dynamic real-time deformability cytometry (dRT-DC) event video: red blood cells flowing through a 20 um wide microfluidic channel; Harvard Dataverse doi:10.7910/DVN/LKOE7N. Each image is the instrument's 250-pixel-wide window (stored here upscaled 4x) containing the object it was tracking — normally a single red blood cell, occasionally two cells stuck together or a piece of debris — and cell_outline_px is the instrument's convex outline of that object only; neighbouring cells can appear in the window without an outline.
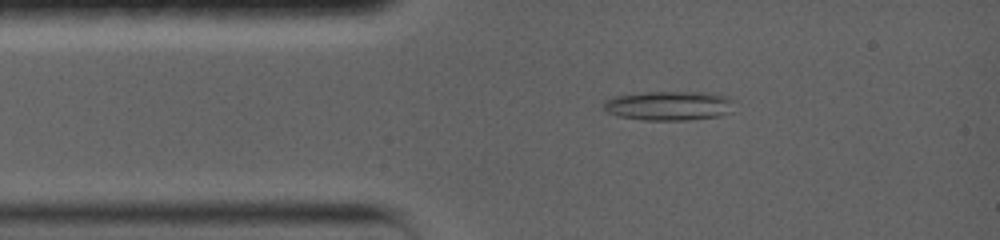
{"species": "common noctule bat (a hibernating species)", "species_latin": "Nyctalus noctula", "temperature_condition": "warm", "stored_images_in_passage": 30, "camera_frame_rate_fps": 5000, "um_per_image_px": 0.085, "animal": {"sex": "female", "body_mass_g": 19.0, "forearm_length_mm": 56.7}, "frame": {"image": 1, "passage_image": 6, "time_ms": 1.8, "image_size_px": [1000, 240], "cell_outline_px": [[736, 100], [728, 112], [720, 116], [684, 120], [644, 120], [616, 116], [608, 112], [604, 108], [604, 100], [616, 96], [644, 92], [704, 92], [728, 96]], "centroid_in_image_um": [56.87, 8.98], "position_along_channel_um": 28.1, "area_um2": 22.37}}
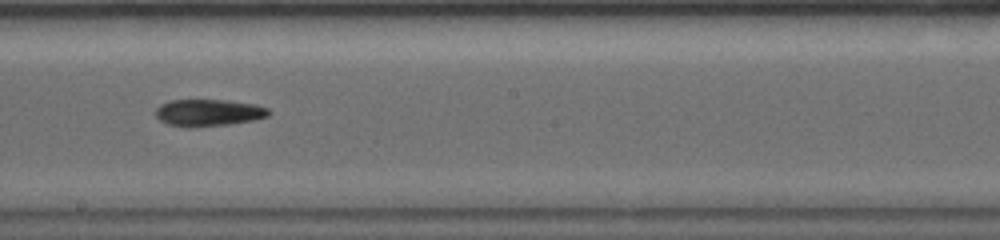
{"frame": {"image": 2, "passage_image": 17, "time_ms": 7.6, "image_size_px": [1000, 240], "cell_outline_px": [[268, 116], [252, 120], [228, 124], [168, 124], [160, 120], [156, 116], [156, 108], [160, 104], [168, 100], [228, 100], [256, 104], [268, 108]], "centroid_in_image_um": [17.74, 9.52], "position_along_channel_um": 230.5, "area_um2": 16.88}}
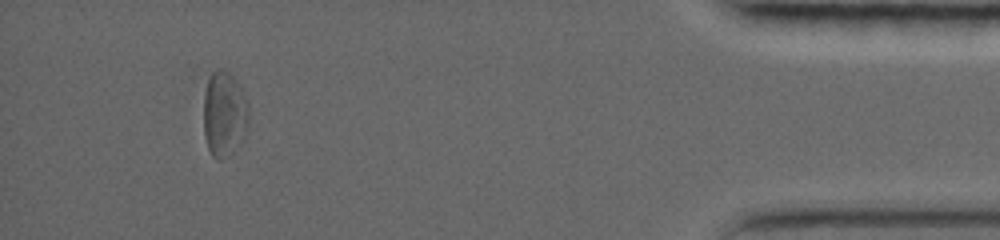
{"frame": {"image": 3, "passage_image": 30, "time_ms": 14.4, "image_size_px": [1000, 240], "cell_outline_px": [[232, 104], [212, 152], [208, 144], [204, 128], [204, 100], [208, 80], [212, 72], [224, 72], [228, 76]], "centroid_in_image_um": [18.39, 9.02], "position_along_channel_um": 416.8, "area_um2": 10.92}, "authors_computed_cell_mechanics": {"area_um2": 17.4267, "velocity_mm_per_s": 3.8034, "shape_relaxation_time_tau1_ms": 4.9706, "shape_relaxation_time_tau2_ms": null, "deformation_change_tau1": 0.1194, "deformation_change_tau2": null}}